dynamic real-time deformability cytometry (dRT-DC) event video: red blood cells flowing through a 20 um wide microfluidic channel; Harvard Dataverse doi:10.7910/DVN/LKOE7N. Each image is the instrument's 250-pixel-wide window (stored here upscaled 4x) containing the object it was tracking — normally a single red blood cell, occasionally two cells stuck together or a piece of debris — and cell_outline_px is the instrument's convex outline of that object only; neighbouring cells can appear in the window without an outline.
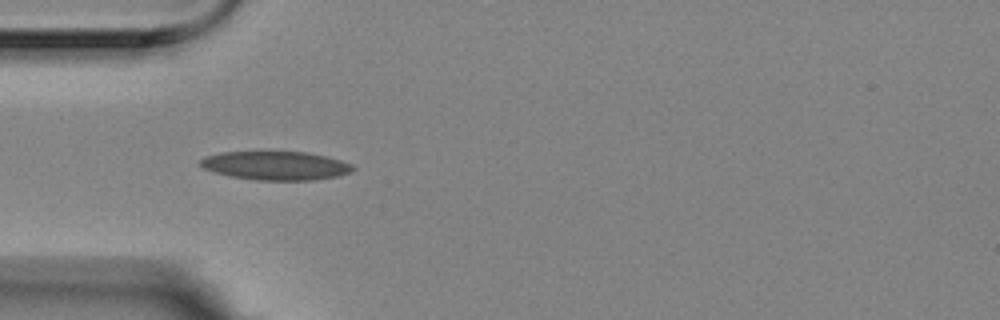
{"species": "Egyptian fruit bat (a non-hibernating species)", "species_latin": "Rousettus aegyptiacus", "temperature_condition": "room temperature", "stored_images_in_passage": 5, "camera_frame_rate_fps": 3000, "um_per_image_px": 0.085, "animal": {"sex": "female"}, "frame": {"image": 1, "passage_image": 4, "time_ms": 1.0, "image_size_px": [1000, 320], "cell_outline_px": [[356, 168], [348, 172], [336, 176], [312, 180], [256, 180], [232, 176], [216, 172], [204, 168], [200, 164], [200, 160], [204, 156], [220, 152], [304, 152], [324, 156], [340, 160], [352, 164]], "centroid_in_image_um": [23.42, 14.07], "position_along_channel_um": 61.6, "area_um2": 25.14}}
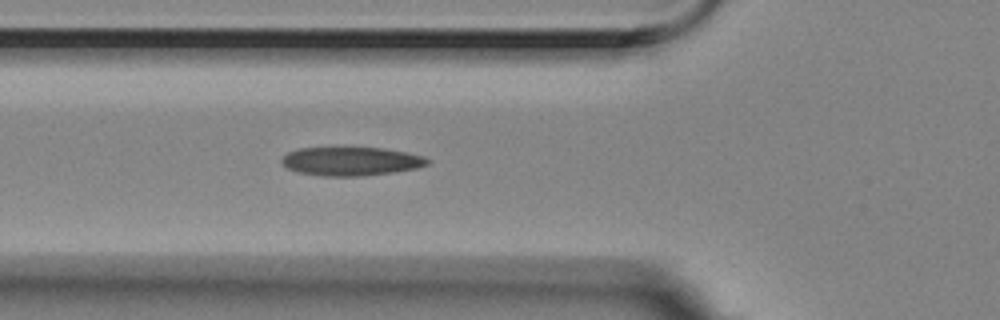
{"frame": {"image": 2, "passage_image": 5, "time_ms": 1.333, "image_size_px": [1000, 320], "cell_outline_px": [[432, 160], [428, 164], [416, 168], [392, 172], [360, 176], [324, 176], [296, 172], [280, 164], [280, 160], [288, 152], [296, 148], [384, 148], [408, 152], [424, 156]], "centroid_in_image_um": [29.83, 13.7], "position_along_channel_um": 96.0, "area_um2": 24.45}}